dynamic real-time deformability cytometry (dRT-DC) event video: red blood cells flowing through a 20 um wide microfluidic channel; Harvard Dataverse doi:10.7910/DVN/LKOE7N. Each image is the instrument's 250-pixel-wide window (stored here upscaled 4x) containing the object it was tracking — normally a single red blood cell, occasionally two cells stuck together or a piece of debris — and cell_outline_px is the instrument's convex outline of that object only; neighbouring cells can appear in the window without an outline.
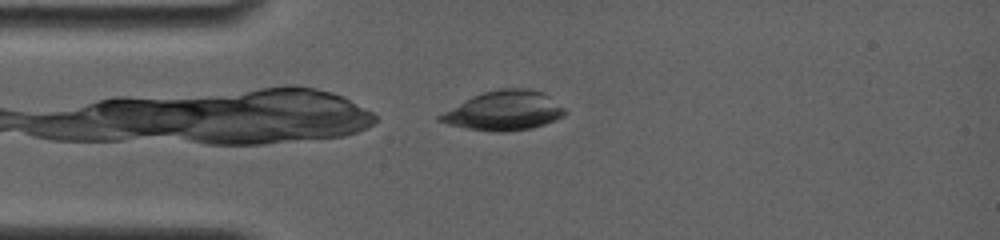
{"species": "common noctule bat (a hibernating species)", "species_latin": "Nyctalus noctula", "temperature_condition": "room temperature", "stored_images_in_passage": 3, "camera_frame_rate_fps": 4000, "um_per_image_px": 0.085, "animal": {"sex": "female", "body_mass_g": 19.0, "forearm_length_mm": 56.7}, "frame": {"image": 1, "passage_image": 1, "time_ms": 0.0, "image_size_px": [1000, 240], "cell_outline_px": [[568, 112], [564, 116], [544, 124], [532, 128], [504, 132], [500, 132], [468, 128], [448, 124], [436, 120], [436, 116], [472, 96], [484, 92], [500, 88], [528, 88], [544, 92], [564, 108]], "centroid_in_image_um": [42.86, 9.4], "position_along_channel_um": 42.1, "area_um2": 28.55}}
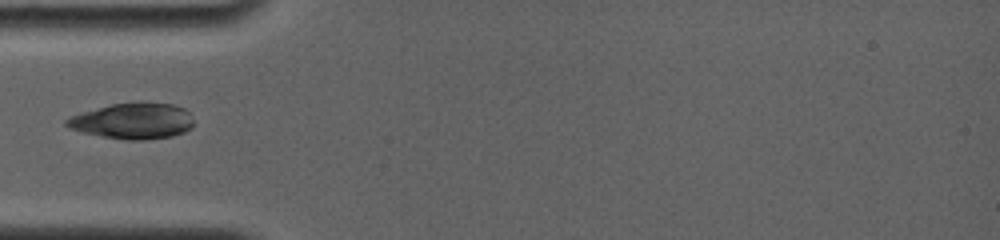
{"frame": {"image": 2, "passage_image": 3, "time_ms": 1.25, "image_size_px": [1000, 240], "cell_outline_px": [[192, 128], [184, 132], [172, 136], [144, 140], [128, 140], [104, 136], [84, 132], [68, 128], [64, 124], [64, 120], [72, 116], [84, 112], [112, 104], [172, 104], [184, 108], [188, 112], [192, 120]], "centroid_in_image_um": [11.3, 10.31], "position_along_channel_um": 73.7, "area_um2": 25.84}}